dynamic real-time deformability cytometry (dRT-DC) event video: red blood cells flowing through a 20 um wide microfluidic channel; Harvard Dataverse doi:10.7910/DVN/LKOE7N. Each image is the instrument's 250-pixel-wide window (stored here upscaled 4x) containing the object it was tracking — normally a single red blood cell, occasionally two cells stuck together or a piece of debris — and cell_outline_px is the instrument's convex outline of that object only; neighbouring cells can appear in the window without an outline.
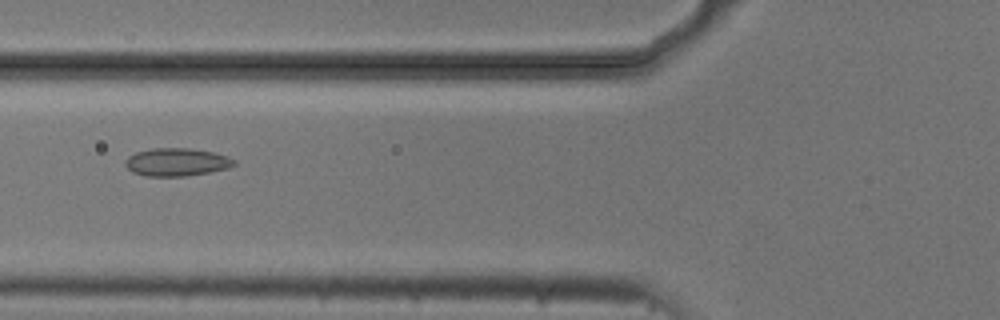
{"species": "common noctule bat (a hibernating species)", "species_latin": "Nyctalus noctula", "temperature_condition": "cold", "stored_images_in_passage": 7, "camera_frame_rate_fps": 3000, "um_per_image_px": 0.085, "animal": {"sex": "male", "body_mass_g": 20.5, "forearm_length_mm": 52.5}, "frame": {"image": 1, "passage_image": 6, "time_ms": 1.667, "image_size_px": [1000, 320], "cell_outline_px": [[236, 164], [228, 168], [188, 176], [144, 176], [132, 172], [124, 164], [124, 160], [128, 156], [136, 152], [152, 148], [188, 148], [212, 152], [228, 156], [236, 160]], "centroid_in_image_um": [15.0, 13.78], "position_along_channel_um": 110.8, "area_um2": 17.8}}
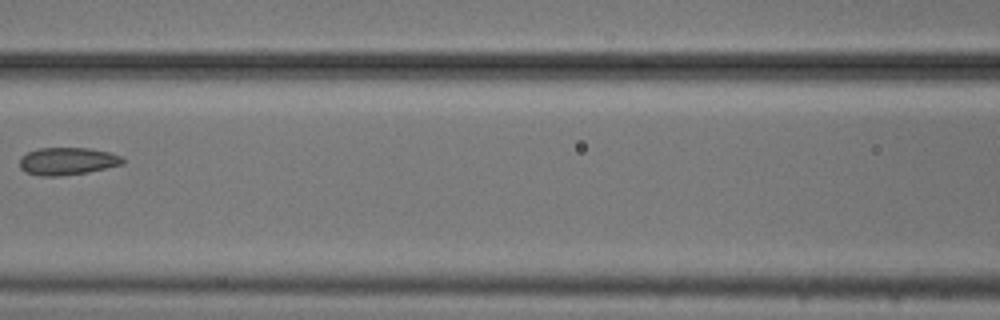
{"frame": {"image": 2, "passage_image": 7, "time_ms": 2.0, "image_size_px": [1000, 320], "cell_outline_px": [[124, 164], [88, 172], [60, 176], [40, 176], [24, 172], [20, 168], [20, 156], [28, 152], [40, 148], [88, 148], [108, 152], [120, 156], [124, 160]], "centroid_in_image_um": [5.7, 13.71], "position_along_channel_um": 160.9, "area_um2": 16.53}}